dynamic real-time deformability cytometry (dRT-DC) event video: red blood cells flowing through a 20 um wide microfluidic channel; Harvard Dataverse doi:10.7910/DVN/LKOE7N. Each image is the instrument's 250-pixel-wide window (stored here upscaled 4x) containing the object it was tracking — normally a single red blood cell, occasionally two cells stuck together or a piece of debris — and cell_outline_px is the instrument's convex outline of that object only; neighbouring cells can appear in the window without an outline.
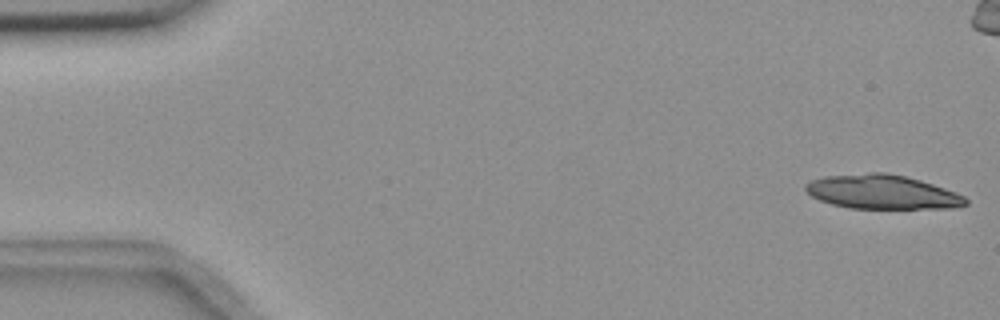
{"species": "common noctule bat (a hibernating species)", "species_latin": "Nyctalus noctula", "temperature_condition": "room temperature", "stored_images_in_passage": 21, "camera_frame_rate_fps": 3000, "um_per_image_px": 0.085, "animal": {"sex": "female", "body_mass_g": 18.4}, "frame": {"image": 1, "passage_image": 1, "time_ms": 0.0, "image_size_px": [1000, 320], "cell_outline_px": [[968, 204], [944, 208], [852, 208], [832, 204], [820, 200], [812, 196], [804, 188], [812, 180], [828, 176], [872, 172], [880, 172], [904, 176], [932, 184], [964, 196], [968, 200]], "centroid_in_image_um": [74.97, 16.32], "position_along_channel_um": 10.0, "area_um2": 31.1}}
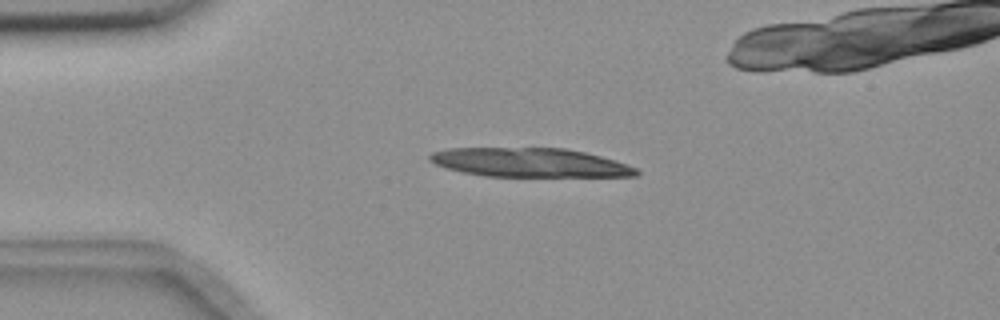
{"frame": {"image": 2, "passage_image": 12, "time_ms": 3.667, "image_size_px": [1000, 320], "cell_outline_px": [[640, 172], [636, 176], [488, 176], [464, 172], [448, 168], [436, 164], [428, 156], [432, 152], [452, 148], [564, 148], [584, 152], [600, 156], [636, 168]], "centroid_in_image_um": [45.03, 13.81], "position_along_channel_um": 40.0, "area_um2": 34.28}}